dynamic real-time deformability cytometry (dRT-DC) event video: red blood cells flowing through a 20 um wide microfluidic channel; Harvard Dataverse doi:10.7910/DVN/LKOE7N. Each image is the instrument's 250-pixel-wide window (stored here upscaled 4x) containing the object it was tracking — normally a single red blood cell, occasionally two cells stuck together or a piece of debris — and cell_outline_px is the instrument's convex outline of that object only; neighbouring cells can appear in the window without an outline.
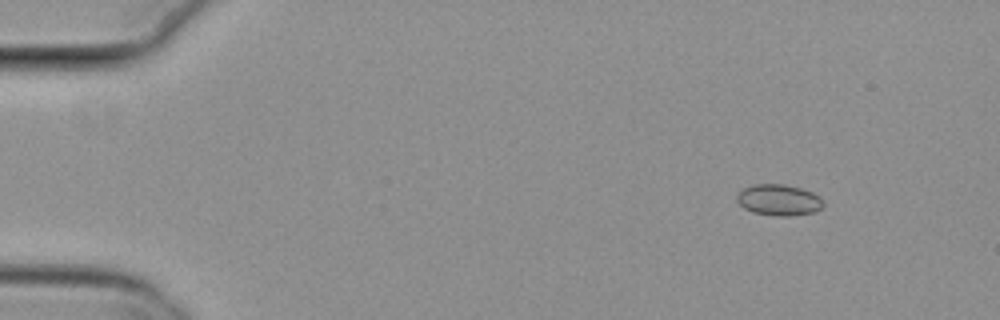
{"species": "common noctule bat (a hibernating species)", "species_latin": "Nyctalus noctula", "temperature_condition": "cold", "stored_images_in_passage": 5, "camera_frame_rate_fps": 3000, "um_per_image_px": 0.085, "animal": {"sex": "female", "body_mass_g": 29.2, "forearm_length_mm": 56.3}, "frame": {"image": 1, "passage_image": 2, "time_ms": 0.333, "image_size_px": [1000, 320], "cell_outline_px": [[824, 204], [820, 208], [812, 212], [788, 216], [776, 216], [752, 212], [744, 208], [736, 200], [736, 196], [744, 188], [756, 184], [784, 184], [800, 188], [812, 192], [820, 196], [824, 200]], "centroid_in_image_um": [66.2, 16.99], "position_along_channel_um": 18.8, "area_um2": 15.61}}